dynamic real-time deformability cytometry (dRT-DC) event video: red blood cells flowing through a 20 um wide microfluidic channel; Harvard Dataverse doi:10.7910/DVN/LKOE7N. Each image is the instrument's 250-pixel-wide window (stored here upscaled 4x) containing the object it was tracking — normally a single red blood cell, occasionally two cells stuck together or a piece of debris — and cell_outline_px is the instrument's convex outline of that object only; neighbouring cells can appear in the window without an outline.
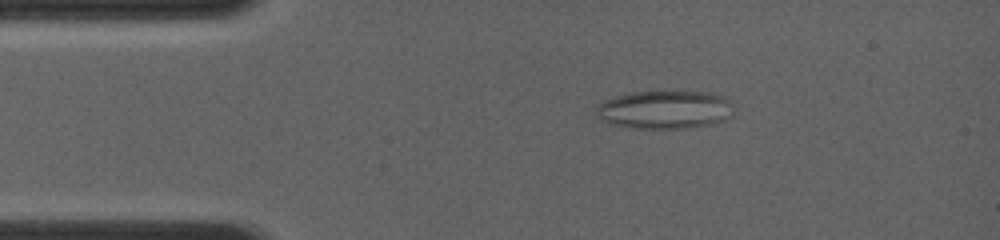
{"species": "common noctule bat (a hibernating species)", "species_latin": "Nyctalus noctula", "temperature_condition": "room temperature", "stored_images_in_passage": 13, "camera_frame_rate_fps": 4000, "um_per_image_px": 0.085, "animal": {"sex": "female", "body_mass_g": 19.0, "forearm_length_mm": 56.7}, "frame": {"image": 1, "passage_image": 6, "time_ms": 2.25, "image_size_px": [1000, 240], "cell_outline_px": [[732, 116], [728, 120], [712, 124], [684, 128], [632, 128], [612, 124], [600, 120], [596, 116], [596, 108], [604, 100], [616, 96], [632, 92], [664, 88], [712, 92], [724, 96], [732, 100]], "centroid_in_image_um": [56.56, 9.27], "position_along_channel_um": 28.4, "area_um2": 32.08}}
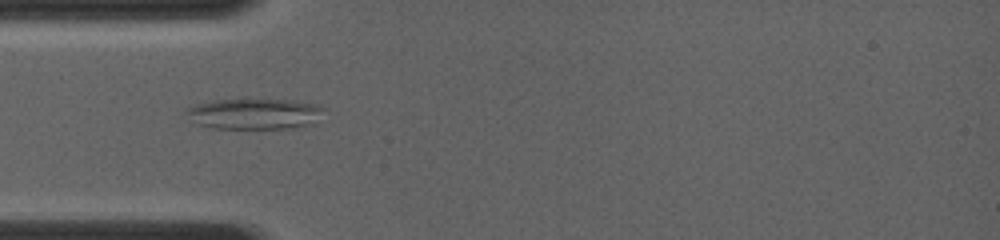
{"frame": {"image": 2, "passage_image": 10, "time_ms": 4.0, "image_size_px": [1000, 240], "cell_outline_px": [[324, 108], [312, 124], [292, 128], [212, 128], [200, 124], [184, 112], [184, 108], [196, 104], [212, 100], [240, 96], [244, 96], [296, 100], [320, 104]], "centroid_in_image_um": [21.62, 9.6], "position_along_channel_um": 63.4, "area_um2": 25.66}}
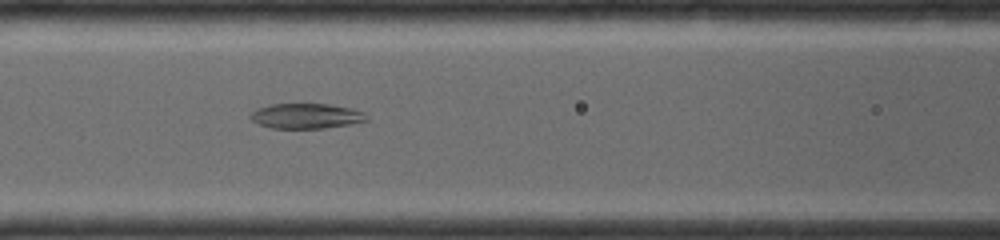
{"frame": {"image": 3, "passage_image": 13, "time_ms": 5.75, "image_size_px": [1000, 240], "cell_outline_px": [[368, 120], [348, 124], [324, 128], [272, 128], [260, 124], [252, 120], [248, 116], [252, 112], [260, 108], [272, 104], [328, 104], [352, 108], [364, 112], [368, 116]], "centroid_in_image_um": [26.05, 9.85], "position_along_channel_um": 140.6, "area_um2": 16.82}}